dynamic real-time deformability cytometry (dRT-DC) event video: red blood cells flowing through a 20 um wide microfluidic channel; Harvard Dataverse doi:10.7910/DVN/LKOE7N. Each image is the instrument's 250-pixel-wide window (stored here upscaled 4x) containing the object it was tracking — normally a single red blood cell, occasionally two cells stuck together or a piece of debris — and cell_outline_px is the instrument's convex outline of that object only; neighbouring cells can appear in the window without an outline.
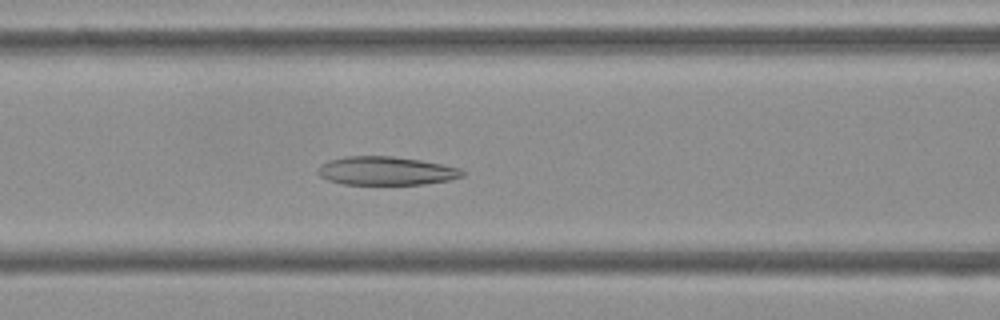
{"species": "Egyptian fruit bat (a non-hibernating species)", "species_latin": "Rousettus aegyptiacus", "temperature_condition": "cold", "stored_images_in_passage": 53, "camera_frame_rate_fps": 3000, "um_per_image_px": 0.085, "frame": {"image": 1, "passage_image": 22, "time_ms": 7.0, "image_size_px": [1000, 320], "cell_outline_px": [[464, 176], [448, 180], [424, 184], [344, 184], [328, 180], [320, 176], [316, 172], [320, 164], [328, 160], [344, 156], [392, 156], [420, 160], [460, 168], [464, 172]], "centroid_in_image_um": [32.77, 14.52], "position_along_channel_um": 133.8, "area_um2": 23.99}}
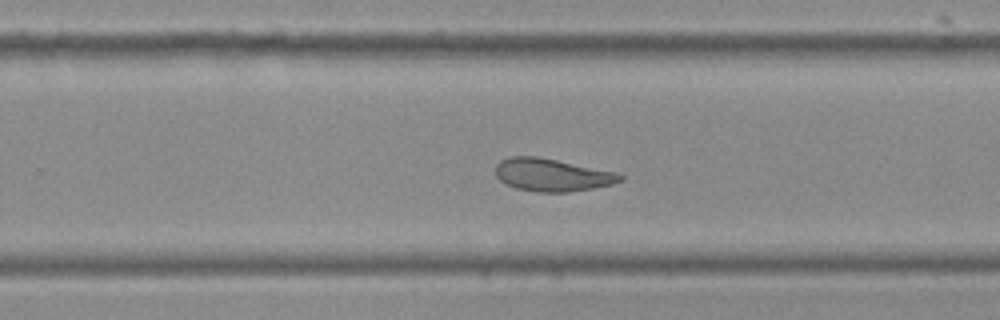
{"frame": {"image": 2, "passage_image": 34, "time_ms": 11.0, "image_size_px": [1000, 320], "cell_outline_px": [[624, 180], [612, 184], [592, 188], [568, 192], [536, 192], [516, 188], [504, 184], [496, 176], [496, 164], [500, 160], [508, 156], [536, 156], [616, 172], [624, 176]], "centroid_in_image_um": [46.89, 14.87], "position_along_channel_um": 282.9, "area_um2": 23.76}}
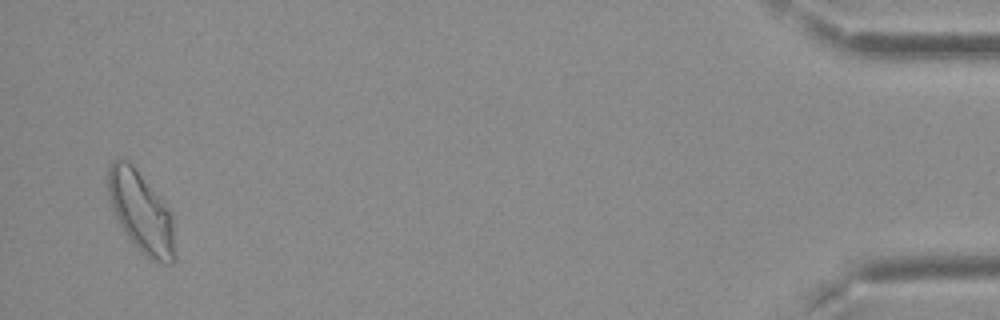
{"frame": {"image": 3, "passage_image": 52, "time_ms": 17.0, "image_size_px": [1000, 320], "cell_outline_px": [[176, 260], [172, 264], [164, 264], [152, 260], [140, 252], [128, 236], [120, 224], [116, 216], [108, 196], [108, 168], [112, 160], [128, 160], [132, 164], [172, 212]], "centroid_in_image_um": [12.02, 18.07], "position_along_channel_um": 423.2, "area_um2": 31.39}, "authors_computed_cell_mechanics": {"area_um2": 26.0678, "velocity_mm_per_s": 3.737, "shape_relaxation_time_tau1_ms": null, "shape_relaxation_time_tau2_ms": 2.7963, "deformation_change_tau1": null, "deformation_change_tau2": 0.0988}}